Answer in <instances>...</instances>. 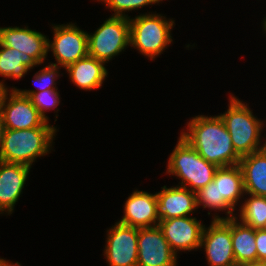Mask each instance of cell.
<instances>
[{"label":"cell","instance_id":"cell-10","mask_svg":"<svg viewBox=\"0 0 266 266\" xmlns=\"http://www.w3.org/2000/svg\"><path fill=\"white\" fill-rule=\"evenodd\" d=\"M104 256L109 266L138 265V228L116 222L107 230Z\"/></svg>","mask_w":266,"mask_h":266},{"label":"cell","instance_id":"cell-31","mask_svg":"<svg viewBox=\"0 0 266 266\" xmlns=\"http://www.w3.org/2000/svg\"><path fill=\"white\" fill-rule=\"evenodd\" d=\"M263 29L266 32V17H265V19H263Z\"/></svg>","mask_w":266,"mask_h":266},{"label":"cell","instance_id":"cell-18","mask_svg":"<svg viewBox=\"0 0 266 266\" xmlns=\"http://www.w3.org/2000/svg\"><path fill=\"white\" fill-rule=\"evenodd\" d=\"M65 69L71 82L86 91L101 88L108 75L105 63L89 55L70 64Z\"/></svg>","mask_w":266,"mask_h":266},{"label":"cell","instance_id":"cell-11","mask_svg":"<svg viewBox=\"0 0 266 266\" xmlns=\"http://www.w3.org/2000/svg\"><path fill=\"white\" fill-rule=\"evenodd\" d=\"M137 266H177V255L172 251L159 226L138 228Z\"/></svg>","mask_w":266,"mask_h":266},{"label":"cell","instance_id":"cell-12","mask_svg":"<svg viewBox=\"0 0 266 266\" xmlns=\"http://www.w3.org/2000/svg\"><path fill=\"white\" fill-rule=\"evenodd\" d=\"M159 228L178 256L179 251H192L200 248L204 225L195 217L185 216L160 220Z\"/></svg>","mask_w":266,"mask_h":266},{"label":"cell","instance_id":"cell-3","mask_svg":"<svg viewBox=\"0 0 266 266\" xmlns=\"http://www.w3.org/2000/svg\"><path fill=\"white\" fill-rule=\"evenodd\" d=\"M58 129L49 122L30 129H5L0 161L21 163L31 167L39 157L49 154Z\"/></svg>","mask_w":266,"mask_h":266},{"label":"cell","instance_id":"cell-27","mask_svg":"<svg viewBox=\"0 0 266 266\" xmlns=\"http://www.w3.org/2000/svg\"><path fill=\"white\" fill-rule=\"evenodd\" d=\"M6 87V84L4 81H0V113L2 112V107L4 100L6 98L7 93L10 91V89Z\"/></svg>","mask_w":266,"mask_h":266},{"label":"cell","instance_id":"cell-8","mask_svg":"<svg viewBox=\"0 0 266 266\" xmlns=\"http://www.w3.org/2000/svg\"><path fill=\"white\" fill-rule=\"evenodd\" d=\"M52 28L53 41L48 38L47 51L53 53L56 63L51 64L66 68L88 56L87 32L73 23L56 24Z\"/></svg>","mask_w":266,"mask_h":266},{"label":"cell","instance_id":"cell-17","mask_svg":"<svg viewBox=\"0 0 266 266\" xmlns=\"http://www.w3.org/2000/svg\"><path fill=\"white\" fill-rule=\"evenodd\" d=\"M161 188V191L156 192L160 220L191 216L193 211L198 209L196 205V192L178 185L175 187L171 186L170 188L163 186Z\"/></svg>","mask_w":266,"mask_h":266},{"label":"cell","instance_id":"cell-28","mask_svg":"<svg viewBox=\"0 0 266 266\" xmlns=\"http://www.w3.org/2000/svg\"><path fill=\"white\" fill-rule=\"evenodd\" d=\"M4 131H5L4 120L2 114L0 113V149L2 146Z\"/></svg>","mask_w":266,"mask_h":266},{"label":"cell","instance_id":"cell-30","mask_svg":"<svg viewBox=\"0 0 266 266\" xmlns=\"http://www.w3.org/2000/svg\"><path fill=\"white\" fill-rule=\"evenodd\" d=\"M239 266H265V264L263 262H256V263L242 264Z\"/></svg>","mask_w":266,"mask_h":266},{"label":"cell","instance_id":"cell-15","mask_svg":"<svg viewBox=\"0 0 266 266\" xmlns=\"http://www.w3.org/2000/svg\"><path fill=\"white\" fill-rule=\"evenodd\" d=\"M157 195L133 191L124 204V215L118 222L135 228L155 227L159 224Z\"/></svg>","mask_w":266,"mask_h":266},{"label":"cell","instance_id":"cell-16","mask_svg":"<svg viewBox=\"0 0 266 266\" xmlns=\"http://www.w3.org/2000/svg\"><path fill=\"white\" fill-rule=\"evenodd\" d=\"M32 167L0 161V214L11 215Z\"/></svg>","mask_w":266,"mask_h":266},{"label":"cell","instance_id":"cell-14","mask_svg":"<svg viewBox=\"0 0 266 266\" xmlns=\"http://www.w3.org/2000/svg\"><path fill=\"white\" fill-rule=\"evenodd\" d=\"M48 38L41 32L26 27H0V45L15 48L31 56L39 65L47 58Z\"/></svg>","mask_w":266,"mask_h":266},{"label":"cell","instance_id":"cell-19","mask_svg":"<svg viewBox=\"0 0 266 266\" xmlns=\"http://www.w3.org/2000/svg\"><path fill=\"white\" fill-rule=\"evenodd\" d=\"M246 194L266 196V148L242 156L239 164Z\"/></svg>","mask_w":266,"mask_h":266},{"label":"cell","instance_id":"cell-23","mask_svg":"<svg viewBox=\"0 0 266 266\" xmlns=\"http://www.w3.org/2000/svg\"><path fill=\"white\" fill-rule=\"evenodd\" d=\"M61 67L58 65H54L48 63V65H46L45 67H43L42 69H40L38 72L35 73V75L33 76V82L35 81L37 84V89L38 90H20L15 88L20 94L24 95V96H28L30 97L34 92H41L43 90H48V89H58L56 87V82L55 80L58 79V77L60 76V69ZM40 84V85H39ZM35 85V84H34ZM39 86V87H38Z\"/></svg>","mask_w":266,"mask_h":266},{"label":"cell","instance_id":"cell-24","mask_svg":"<svg viewBox=\"0 0 266 266\" xmlns=\"http://www.w3.org/2000/svg\"><path fill=\"white\" fill-rule=\"evenodd\" d=\"M57 90L58 89L43 90L41 92H34L30 96L33 105L47 122H49V117L45 114L47 110L56 109L57 113L59 111L57 106L60 104V95Z\"/></svg>","mask_w":266,"mask_h":266},{"label":"cell","instance_id":"cell-5","mask_svg":"<svg viewBox=\"0 0 266 266\" xmlns=\"http://www.w3.org/2000/svg\"><path fill=\"white\" fill-rule=\"evenodd\" d=\"M217 166L206 161L181 136L168 159L166 173L181 179L182 187L197 192L213 181ZM189 186V188H188Z\"/></svg>","mask_w":266,"mask_h":266},{"label":"cell","instance_id":"cell-9","mask_svg":"<svg viewBox=\"0 0 266 266\" xmlns=\"http://www.w3.org/2000/svg\"><path fill=\"white\" fill-rule=\"evenodd\" d=\"M205 249L209 266H237L231 239V218L212 220L203 228L200 249Z\"/></svg>","mask_w":266,"mask_h":266},{"label":"cell","instance_id":"cell-1","mask_svg":"<svg viewBox=\"0 0 266 266\" xmlns=\"http://www.w3.org/2000/svg\"><path fill=\"white\" fill-rule=\"evenodd\" d=\"M184 138L206 161L217 167L239 164L241 156L235 151L231 136L219 115H197L187 122Z\"/></svg>","mask_w":266,"mask_h":266},{"label":"cell","instance_id":"cell-20","mask_svg":"<svg viewBox=\"0 0 266 266\" xmlns=\"http://www.w3.org/2000/svg\"><path fill=\"white\" fill-rule=\"evenodd\" d=\"M231 239L237 266L257 262L255 229L231 218Z\"/></svg>","mask_w":266,"mask_h":266},{"label":"cell","instance_id":"cell-7","mask_svg":"<svg viewBox=\"0 0 266 266\" xmlns=\"http://www.w3.org/2000/svg\"><path fill=\"white\" fill-rule=\"evenodd\" d=\"M88 36V55L108 63L130 46L129 18L110 16Z\"/></svg>","mask_w":266,"mask_h":266},{"label":"cell","instance_id":"cell-2","mask_svg":"<svg viewBox=\"0 0 266 266\" xmlns=\"http://www.w3.org/2000/svg\"><path fill=\"white\" fill-rule=\"evenodd\" d=\"M246 195L244 180L241 168L238 164L231 166L218 167L213 181L196 192L197 208L202 206L204 209L227 211V217L214 215L212 220H224L236 217L233 213L235 208Z\"/></svg>","mask_w":266,"mask_h":266},{"label":"cell","instance_id":"cell-29","mask_svg":"<svg viewBox=\"0 0 266 266\" xmlns=\"http://www.w3.org/2000/svg\"><path fill=\"white\" fill-rule=\"evenodd\" d=\"M22 264H20L19 262L16 263H12L11 261L9 262V260H5V258H0V266H21Z\"/></svg>","mask_w":266,"mask_h":266},{"label":"cell","instance_id":"cell-26","mask_svg":"<svg viewBox=\"0 0 266 266\" xmlns=\"http://www.w3.org/2000/svg\"><path fill=\"white\" fill-rule=\"evenodd\" d=\"M255 242L257 262H264L266 260V232L263 229H255Z\"/></svg>","mask_w":266,"mask_h":266},{"label":"cell","instance_id":"cell-4","mask_svg":"<svg viewBox=\"0 0 266 266\" xmlns=\"http://www.w3.org/2000/svg\"><path fill=\"white\" fill-rule=\"evenodd\" d=\"M229 97L227 111L219 116L226 125L235 151L242 157L265 148L260 141L264 121L253 115L247 103L233 94Z\"/></svg>","mask_w":266,"mask_h":266},{"label":"cell","instance_id":"cell-6","mask_svg":"<svg viewBox=\"0 0 266 266\" xmlns=\"http://www.w3.org/2000/svg\"><path fill=\"white\" fill-rule=\"evenodd\" d=\"M130 22V47L137 49L142 55L154 60L173 42L171 29L175 25L172 19L161 14L143 13Z\"/></svg>","mask_w":266,"mask_h":266},{"label":"cell","instance_id":"cell-25","mask_svg":"<svg viewBox=\"0 0 266 266\" xmlns=\"http://www.w3.org/2000/svg\"><path fill=\"white\" fill-rule=\"evenodd\" d=\"M102 1L106 4V9H111L110 11H114L112 16H119L130 18L125 12H129L132 10H138L139 8H143L144 6L158 4L163 0H97Z\"/></svg>","mask_w":266,"mask_h":266},{"label":"cell","instance_id":"cell-13","mask_svg":"<svg viewBox=\"0 0 266 266\" xmlns=\"http://www.w3.org/2000/svg\"><path fill=\"white\" fill-rule=\"evenodd\" d=\"M1 114L5 129L36 128L46 122L33 105L30 97L20 94L15 87L7 93Z\"/></svg>","mask_w":266,"mask_h":266},{"label":"cell","instance_id":"cell-32","mask_svg":"<svg viewBox=\"0 0 266 266\" xmlns=\"http://www.w3.org/2000/svg\"><path fill=\"white\" fill-rule=\"evenodd\" d=\"M262 229L266 232V224H265V226Z\"/></svg>","mask_w":266,"mask_h":266},{"label":"cell","instance_id":"cell-22","mask_svg":"<svg viewBox=\"0 0 266 266\" xmlns=\"http://www.w3.org/2000/svg\"><path fill=\"white\" fill-rule=\"evenodd\" d=\"M249 198L242 202L239 221L252 227L262 229L266 224V196L247 194Z\"/></svg>","mask_w":266,"mask_h":266},{"label":"cell","instance_id":"cell-21","mask_svg":"<svg viewBox=\"0 0 266 266\" xmlns=\"http://www.w3.org/2000/svg\"><path fill=\"white\" fill-rule=\"evenodd\" d=\"M37 65L26 53L0 45V76L19 80Z\"/></svg>","mask_w":266,"mask_h":266}]
</instances>
